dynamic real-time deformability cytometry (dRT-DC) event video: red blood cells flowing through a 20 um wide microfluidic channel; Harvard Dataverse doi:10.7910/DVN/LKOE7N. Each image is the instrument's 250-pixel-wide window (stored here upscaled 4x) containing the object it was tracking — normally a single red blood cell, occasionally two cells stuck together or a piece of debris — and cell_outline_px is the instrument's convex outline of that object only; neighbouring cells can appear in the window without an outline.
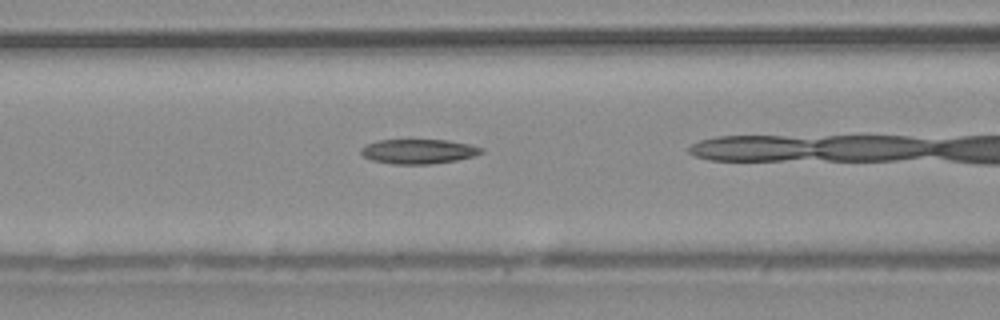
{"species": "common noctule bat (a hibernating species)", "species_latin": "Nyctalus noctula", "temperature_condition": "warm", "stored_images_in_passage": 35, "camera_frame_rate_fps": 3000, "um_per_image_px": 0.085, "animal": {"sex": "male", "body_mass_g": 20.4}, "frame": {"image": 1, "passage_image": 17, "time_ms": 5.333, "image_size_px": [1000, 320], "cell_outline_px": [[484, 152], [476, 156], [456, 160], [428, 164], [392, 164], [372, 160], [364, 156], [360, 152], [360, 148], [376, 140], [448, 140], [468, 144], [484, 148]], "centroid_in_image_um": [35.59, 12.87], "position_along_channel_um": 131.0, "area_um2": 17.28}}
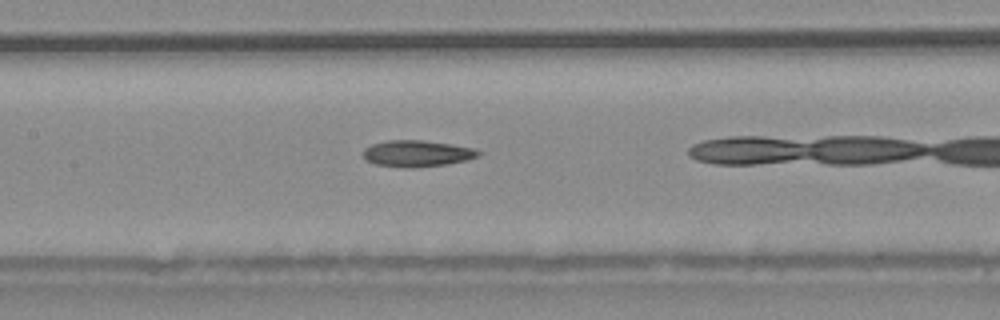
{"frame": {"image": 2, "passage_image": 20, "time_ms": 6.333, "image_size_px": [1000, 320], "cell_outline_px": [[484, 152], [480, 156], [468, 160], [448, 164], [412, 168], [404, 168], [376, 164], [364, 160], [364, 148], [372, 144], [388, 140], [420, 140], [452, 144], [472, 148]], "centroid_in_image_um": [35.48, 13.05], "position_along_channel_um": 171.9, "area_um2": 17.92}}